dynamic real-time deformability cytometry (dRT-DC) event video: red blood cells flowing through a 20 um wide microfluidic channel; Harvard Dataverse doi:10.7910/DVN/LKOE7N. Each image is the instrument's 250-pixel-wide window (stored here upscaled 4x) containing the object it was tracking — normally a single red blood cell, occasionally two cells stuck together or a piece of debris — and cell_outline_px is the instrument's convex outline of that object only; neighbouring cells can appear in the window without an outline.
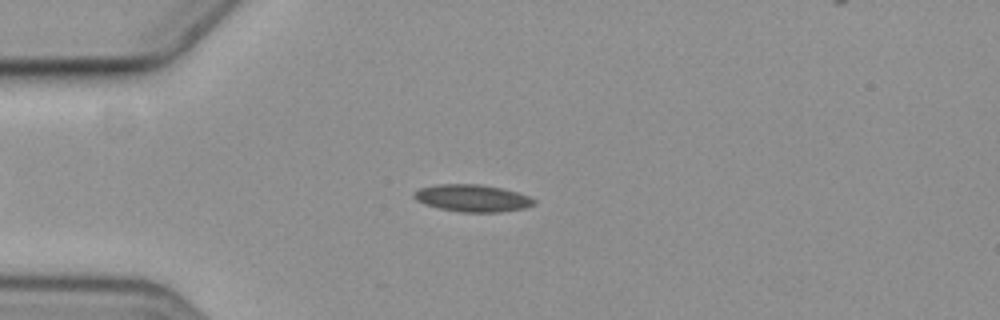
{"species": "common noctule bat (a hibernating species)", "species_latin": "Nyctalus noctula", "temperature_condition": "cold", "stored_images_in_passage": 58, "camera_frame_rate_fps": 3000, "um_per_image_px": 0.085, "animal": {"sex": "female", "body_mass_g": 19.3, "forearm_length_mm": 54.1}, "frame": {"image": 1, "passage_image": 14, "time_ms": 4.333, "image_size_px": [1000, 320], "cell_outline_px": [[536, 204], [524, 208], [500, 212], [460, 212], [436, 208], [424, 204], [416, 200], [412, 196], [412, 192], [420, 188], [436, 184], [480, 184], [500, 188], [516, 192], [528, 196], [536, 200]], "centroid_in_image_um": [40.1, 16.84], "position_along_channel_um": 44.9, "area_um2": 19.13}}
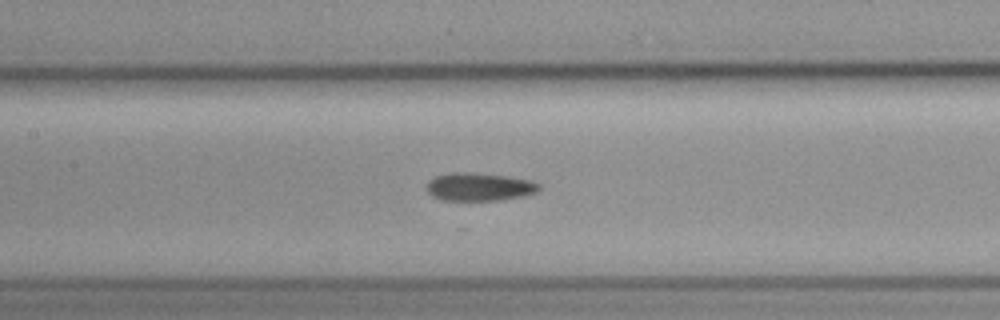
{"frame": {"image": 2, "passage_image": 26, "time_ms": 8.333, "image_size_px": [1000, 320], "cell_outline_px": [[540, 188], [536, 192], [524, 196], [500, 200], [440, 200], [432, 196], [428, 192], [428, 184], [436, 176], [452, 172], [464, 172], [504, 176], [532, 180], [540, 184]], "centroid_in_image_um": [40.77, 15.89], "position_along_channel_um": 166.6, "area_um2": 18.15}}
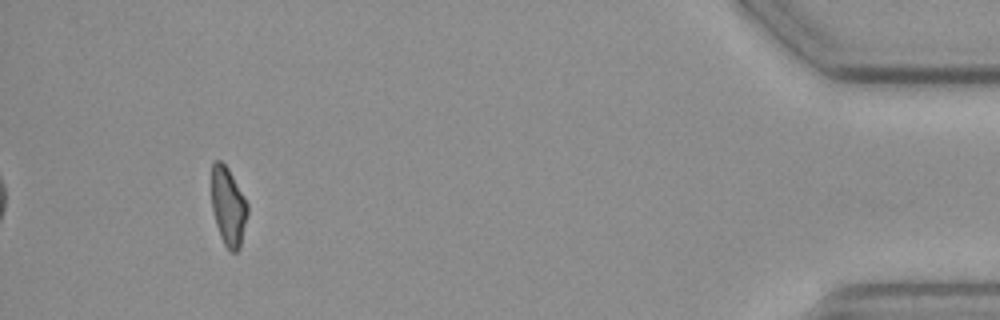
{"frame": {"image": 3, "passage_image": 53, "time_ms": 17.333, "image_size_px": [1000, 320], "cell_outline_px": [[248, 216], [240, 248], [236, 252], [228, 252], [220, 236], [216, 224], [212, 208], [212, 164], [216, 160], [220, 160], [228, 168], [244, 196], [248, 204]], "centroid_in_image_um": [19.42, 17.59], "position_along_channel_um": 415.8, "area_um2": 16.59}}